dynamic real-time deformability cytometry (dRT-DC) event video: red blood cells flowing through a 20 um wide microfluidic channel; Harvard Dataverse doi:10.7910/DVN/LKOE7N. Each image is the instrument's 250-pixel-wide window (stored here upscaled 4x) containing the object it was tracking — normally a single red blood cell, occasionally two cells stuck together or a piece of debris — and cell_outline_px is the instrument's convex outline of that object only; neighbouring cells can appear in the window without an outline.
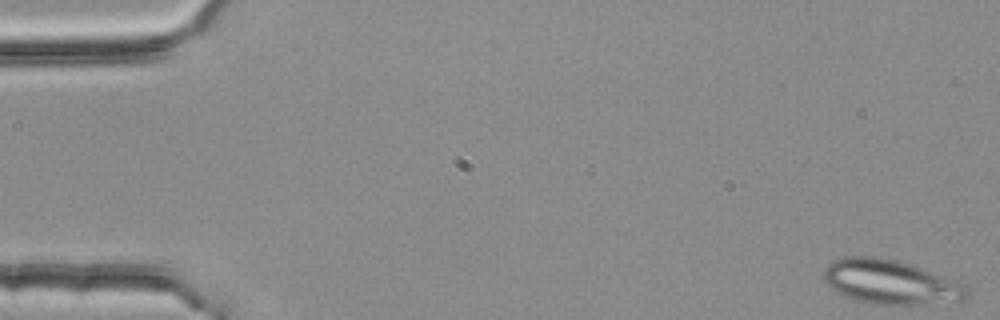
{"species": "common noctule bat (a hibernating species)", "species_latin": "Nyctalus noctula", "temperature_condition": "room temperature", "stored_images_in_passage": 52, "segment_of_instrument_passage": [1, 2], "camera_frame_rate_fps": 3000, "um_per_image_px": 0.085, "animal": {"sex": "female", "body_mass_g": 25.1}, "frame": {"image": 1, "passage_image": 1, "time_ms": 0.0, "image_size_px": [1000, 320], "cell_outline_px": [[968, 296], [964, 300], [908, 304], [872, 304], [856, 300], [844, 296], [836, 292], [824, 280], [824, 268], [832, 260], [844, 256], [872, 256], [896, 260], [920, 268], [964, 284], [968, 288]], "centroid_in_image_um": [75.62, 23.96], "position_along_channel_um": 9.4, "area_um2": 36.47}}